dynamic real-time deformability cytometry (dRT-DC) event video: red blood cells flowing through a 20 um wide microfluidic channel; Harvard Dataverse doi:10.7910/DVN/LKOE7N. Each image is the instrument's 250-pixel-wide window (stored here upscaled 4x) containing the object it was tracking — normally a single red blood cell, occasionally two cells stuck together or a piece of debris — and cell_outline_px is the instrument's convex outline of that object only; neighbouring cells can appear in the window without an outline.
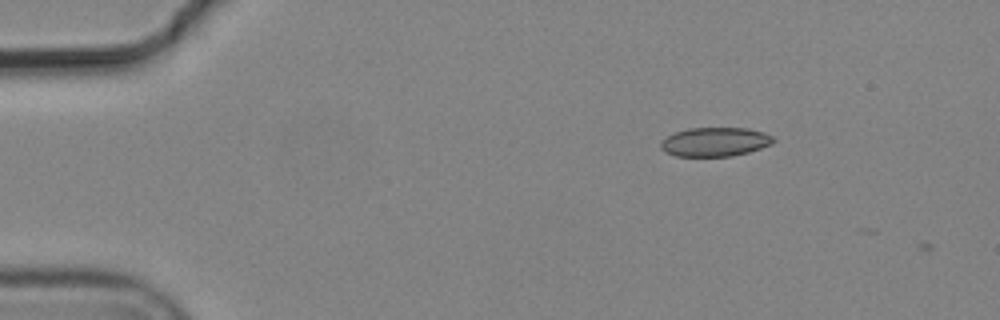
{"species": "common noctule bat (a hibernating species)", "species_latin": "Nyctalus noctula", "temperature_condition": "cold", "stored_images_in_passage": 3, "camera_frame_rate_fps": 3000, "um_per_image_px": 0.085, "animal": {"sex": "male", "body_mass_g": 19.2, "forearm_length_mm": 51.8}, "frame": {"image": 1, "passage_image": 1, "time_ms": 0.0, "image_size_px": [1000, 320], "cell_outline_px": [[776, 140], [772, 144], [748, 152], [732, 156], [676, 156], [664, 152], [660, 148], [660, 144], [668, 136], [676, 132], [688, 128], [748, 128], [764, 132], [772, 136]], "centroid_in_image_um": [60.79, 12.06], "position_along_channel_um": 24.2, "area_um2": 19.02}}